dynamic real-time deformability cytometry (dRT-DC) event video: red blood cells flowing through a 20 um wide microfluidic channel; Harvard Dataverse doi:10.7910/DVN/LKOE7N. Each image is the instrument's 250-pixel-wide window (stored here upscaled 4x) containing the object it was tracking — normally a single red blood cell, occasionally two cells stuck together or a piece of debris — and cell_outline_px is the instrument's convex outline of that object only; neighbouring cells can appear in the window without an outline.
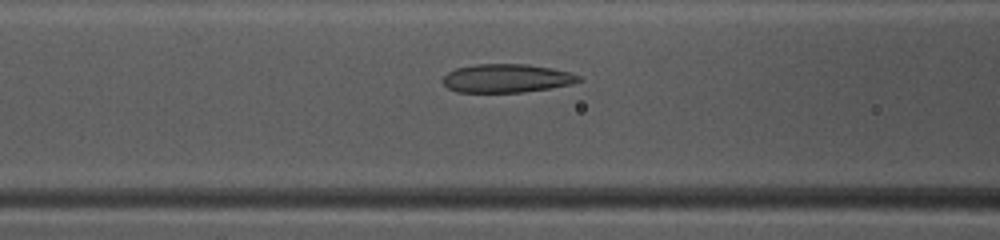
{"species": "common noctule bat (a hibernating species)", "species_latin": "Nyctalus noctula", "temperature_condition": "warm", "stored_images_in_passage": 43, "camera_frame_rate_fps": 3000, "um_per_image_px": 0.085, "animal": {"sex": "female", "body_mass_g": 10.0, "forearm_length_mm": 53.1}, "frame": {"image": 1, "passage_image": 20, "time_ms": 6.333, "image_size_px": [1000, 240], "cell_outline_px": [[580, 80], [568, 84], [548, 88], [520, 92], [456, 92], [448, 88], [440, 80], [448, 72], [456, 68], [476, 64], [528, 64], [552, 68], [572, 72], [580, 76]], "centroid_in_image_um": [43.02, 6.64], "position_along_channel_um": 123.6, "area_um2": 22.48}}
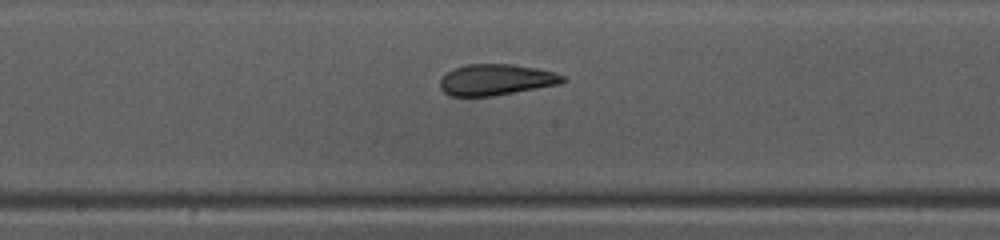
{"frame": {"image": 2, "passage_image": 26, "time_ms": 8.333, "image_size_px": [1000, 240], "cell_outline_px": [[568, 80], [556, 84], [492, 96], [452, 96], [444, 92], [440, 88], [440, 80], [452, 68], [464, 64], [512, 64], [536, 68], [552, 72], [564, 76]], "centroid_in_image_um": [42.11, 6.76], "position_along_channel_um": 206.1, "area_um2": 21.96}}
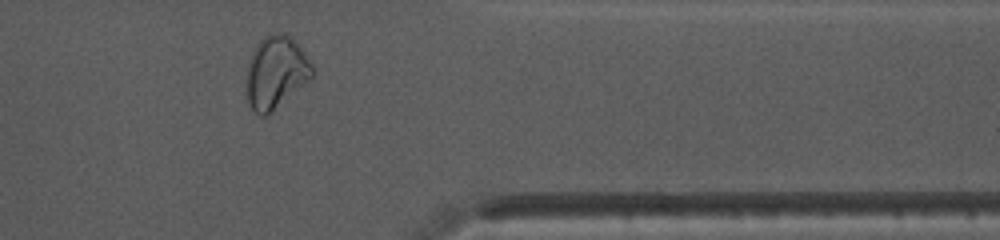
{"frame": {"image": 3, "passage_image": 40, "time_ms": 13.0, "image_size_px": [1000, 240], "cell_outline_px": [[316, 72], [308, 80], [264, 116], [260, 116], [248, 104], [248, 60], [256, 44], [264, 36], [272, 32], [280, 32], [288, 36], [300, 44], [312, 64]], "centroid_in_image_um": [23.47, 6.07], "position_along_channel_um": 387.9, "area_um2": 27.22}, "authors_computed_cell_mechanics": {"area_um2": 23.987, "velocity_mm_per_s": 4.0978, "shape_relaxation_time_tau1_ms": 10.6848, "shape_relaxation_time_tau2_ms": 2.0326, "deformation_change_tau1": 0.2765, "deformation_change_tau2": 0.0527}}